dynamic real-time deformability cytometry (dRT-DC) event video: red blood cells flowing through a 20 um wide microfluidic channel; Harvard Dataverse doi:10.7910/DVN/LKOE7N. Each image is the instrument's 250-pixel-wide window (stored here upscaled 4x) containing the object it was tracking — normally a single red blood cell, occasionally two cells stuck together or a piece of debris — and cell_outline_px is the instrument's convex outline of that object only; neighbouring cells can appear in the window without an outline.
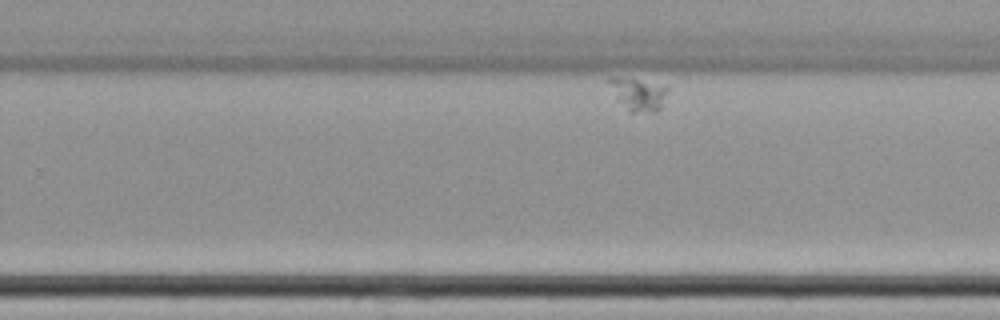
{"species": "common noctule bat (a hibernating species)", "species_latin": "Nyctalus noctula", "temperature_condition": "cold", "stored_images_in_passage": 43, "camera_frame_rate_fps": 3000, "um_per_image_px": 0.085, "animal": {"sex": "female", "body_mass_g": 22.7, "forearm_length_mm": 54.2}, "frame": {"image": 1, "passage_image": 31, "time_ms": 10.0, "image_size_px": [1000, 320], "cell_outline_px": [[668, 88], [660, 108], [656, 112], [628, 112], [616, 96], [608, 80], [608, 76], [616, 76], [636, 80]], "centroid_in_image_um": [54.21, 8.03], "position_along_channel_um": 275.6, "area_um2": 10.52}}
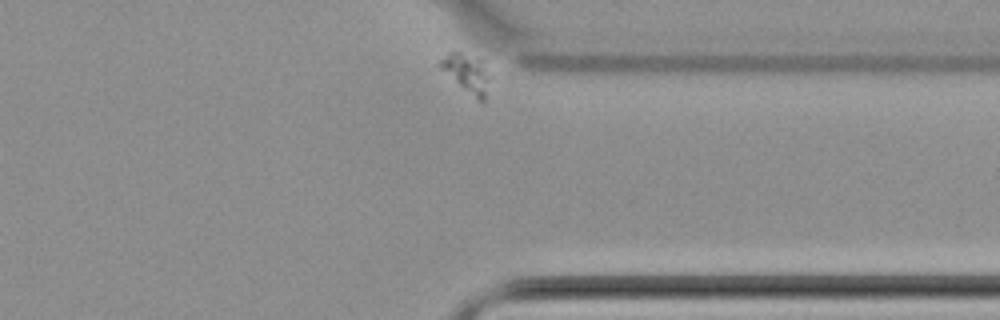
{"frame": {"image": 2, "passage_image": 43, "time_ms": 14.0, "image_size_px": [1000, 320], "cell_outline_px": [[492, 76], [484, 104], [464, 88], [440, 68], [436, 64], [448, 52], [460, 52]], "centroid_in_image_um": [39.66, 6.3], "position_along_channel_um": 371.7, "area_um2": 10.17}}